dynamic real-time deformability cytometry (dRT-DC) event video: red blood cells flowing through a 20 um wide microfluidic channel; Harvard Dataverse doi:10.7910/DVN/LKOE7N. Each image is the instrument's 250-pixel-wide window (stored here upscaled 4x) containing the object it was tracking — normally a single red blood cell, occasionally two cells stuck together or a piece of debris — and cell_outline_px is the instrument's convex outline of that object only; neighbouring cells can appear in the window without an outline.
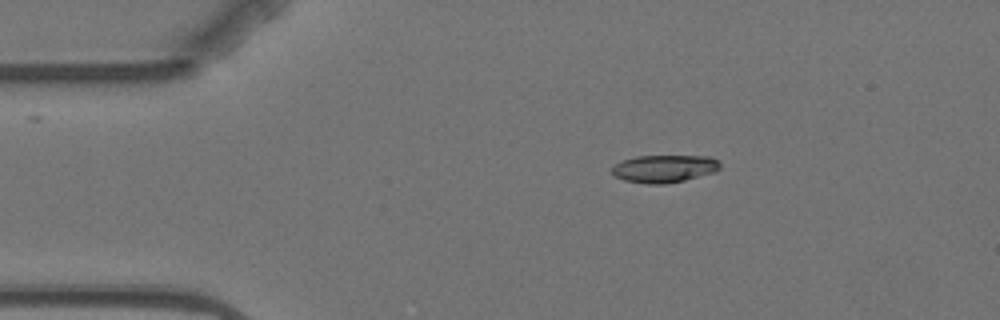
{"species": "Egyptian fruit bat (a non-hibernating species)", "species_latin": "Rousettus aegyptiacus", "temperature_condition": "warm", "stored_images_in_passage": 10, "camera_frame_rate_fps": 3000, "um_per_image_px": 0.085, "animal": {"sex": "female"}, "frame": {"image": 1, "passage_image": 3, "time_ms": 2.333, "image_size_px": [1000, 320], "cell_outline_px": [[720, 168], [716, 172], [684, 180], [664, 184], [648, 184], [624, 180], [616, 176], [612, 172], [612, 168], [616, 164], [624, 160], [636, 156], [712, 156], [720, 164]], "centroid_in_image_um": [56.5, 14.33], "position_along_channel_um": 28.5, "area_um2": 17.28}}
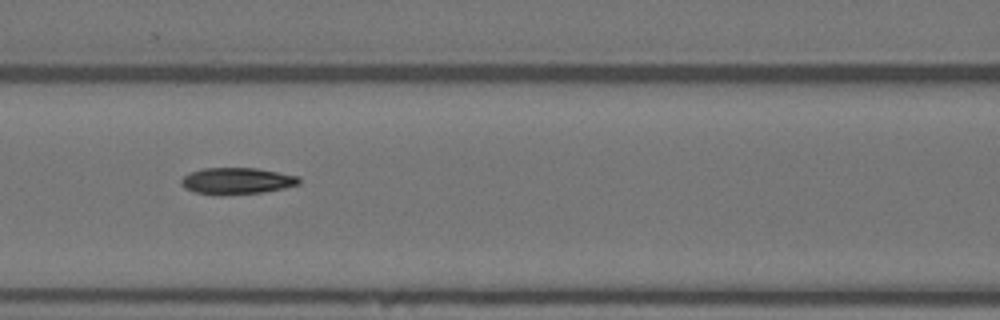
{"frame": {"image": 2, "passage_image": 7, "time_ms": 7.0, "image_size_px": [1000, 320], "cell_outline_px": [[300, 184], [284, 188], [264, 192], [196, 192], [184, 188], [180, 184], [180, 180], [184, 176], [192, 172], [204, 168], [256, 168], [300, 176]], "centroid_in_image_um": [20.19, 15.33], "position_along_channel_um": 146.4, "area_um2": 17.4}}
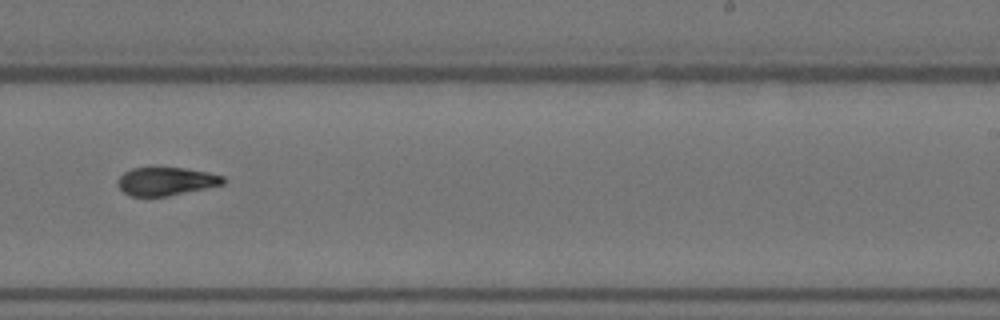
{"frame": {"image": 3, "passage_image": 10, "time_ms": 10.667, "image_size_px": [1000, 320], "cell_outline_px": [[224, 184], [168, 196], [132, 196], [124, 192], [116, 184], [116, 180], [124, 172], [132, 168], [184, 168], [208, 172], [224, 176]], "centroid_in_image_um": [14.1, 15.41], "position_along_channel_um": 274.9, "area_um2": 17.22}}